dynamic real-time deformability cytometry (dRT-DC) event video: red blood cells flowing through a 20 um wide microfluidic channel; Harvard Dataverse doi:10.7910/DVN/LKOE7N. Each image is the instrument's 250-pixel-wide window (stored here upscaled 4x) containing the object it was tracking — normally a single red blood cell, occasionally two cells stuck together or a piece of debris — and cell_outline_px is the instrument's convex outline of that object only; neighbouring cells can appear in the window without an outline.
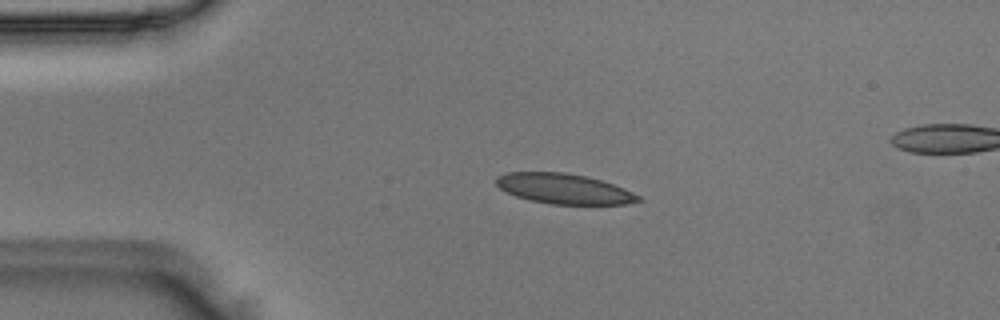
{"species": "Egyptian fruit bat (a non-hibernating species)", "species_latin": "Rousettus aegyptiacus", "temperature_condition": "room temperature", "stored_images_in_passage": 41, "camera_frame_rate_fps": 3000, "um_per_image_px": 0.085, "animal": {"sex": "male"}, "frame": {"image": 1, "passage_image": 1, "time_ms": 0.0, "image_size_px": [1000, 320], "cell_outline_px": [[644, 200], [624, 204], [552, 204], [528, 200], [516, 196], [500, 188], [496, 184], [496, 176], [508, 172], [564, 172], [584, 176], [600, 180], [624, 188], [640, 196]], "centroid_in_image_um": [47.93, 16.04], "position_along_channel_um": 37.1, "area_um2": 24.85}}
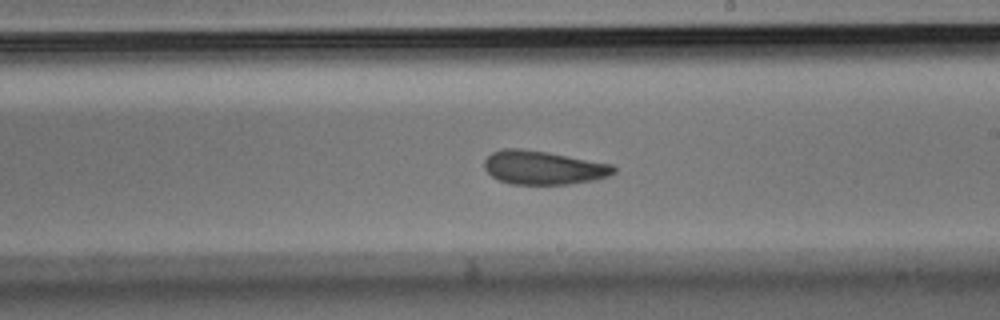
{"frame": {"image": 2, "passage_image": 19, "time_ms": 6.0, "image_size_px": [1000, 320], "cell_outline_px": [[616, 172], [608, 176], [596, 180], [568, 184], [512, 184], [500, 180], [492, 176], [484, 168], [484, 160], [492, 152], [504, 148], [520, 148], [548, 152], [612, 164], [616, 168]], "centroid_in_image_um": [46.19, 14.24], "position_along_channel_um": 242.8, "area_um2": 25.43}}
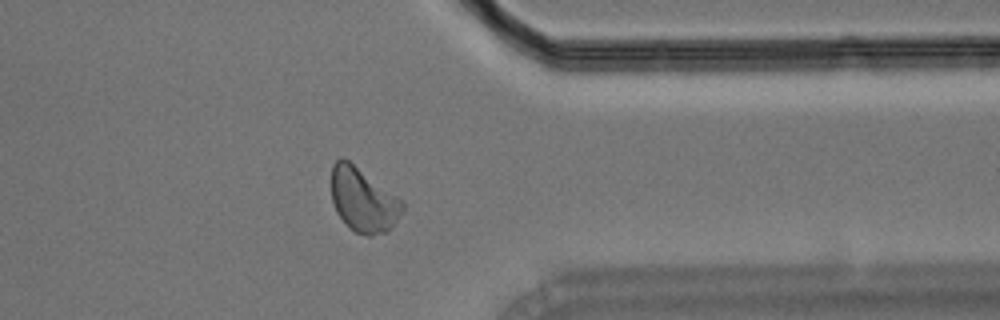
{"frame": {"image": 3, "passage_image": 30, "time_ms": 9.667, "image_size_px": [1000, 320], "cell_outline_px": [[404, 208], [392, 228], [388, 232], [372, 236], [368, 236], [356, 232], [336, 212], [332, 200], [332, 164], [340, 156], [348, 160], [404, 200]], "centroid_in_image_um": [30.9, 16.99], "position_along_channel_um": 380.5, "area_um2": 26.53}}